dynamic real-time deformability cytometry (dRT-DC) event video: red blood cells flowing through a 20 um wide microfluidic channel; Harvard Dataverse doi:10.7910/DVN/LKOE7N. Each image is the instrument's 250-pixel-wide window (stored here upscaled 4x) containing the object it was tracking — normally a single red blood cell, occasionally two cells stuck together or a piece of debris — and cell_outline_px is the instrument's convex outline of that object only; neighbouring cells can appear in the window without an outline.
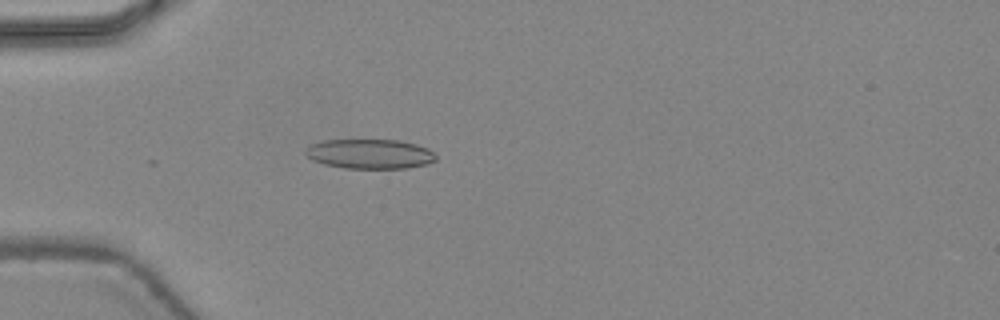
{"species": "common noctule bat (a hibernating species)", "species_latin": "Nyctalus noctula", "temperature_condition": "warm", "stored_images_in_passage": 22, "camera_frame_rate_fps": 3000, "um_per_image_px": 0.085, "animal": {"sex": "female", "body_mass_g": 24.6, "forearm_length_mm": 56.2}, "frame": {"image": 1, "passage_image": 15, "time_ms": 4.667, "image_size_px": [1000, 320], "cell_outline_px": [[436, 160], [428, 164], [408, 168], [344, 168], [324, 164], [312, 160], [304, 152], [304, 148], [308, 144], [324, 140], [400, 140], [416, 144], [428, 148], [436, 156]], "centroid_in_image_um": [31.41, 13.08], "position_along_channel_um": 53.6, "area_um2": 22.72}}
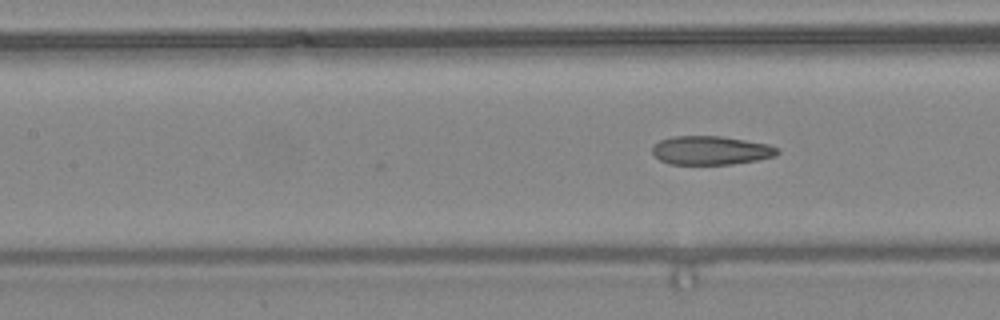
{"frame": {"image": 2, "passage_image": 22, "time_ms": 7.0, "image_size_px": [1000, 320], "cell_outline_px": [[780, 152], [776, 156], [756, 160], [732, 164], [668, 164], [660, 160], [652, 152], [652, 148], [660, 140], [672, 136], [720, 136], [768, 144], [780, 148]], "centroid_in_image_um": [60.44, 12.78], "position_along_channel_um": 147.0, "area_um2": 20.92}}